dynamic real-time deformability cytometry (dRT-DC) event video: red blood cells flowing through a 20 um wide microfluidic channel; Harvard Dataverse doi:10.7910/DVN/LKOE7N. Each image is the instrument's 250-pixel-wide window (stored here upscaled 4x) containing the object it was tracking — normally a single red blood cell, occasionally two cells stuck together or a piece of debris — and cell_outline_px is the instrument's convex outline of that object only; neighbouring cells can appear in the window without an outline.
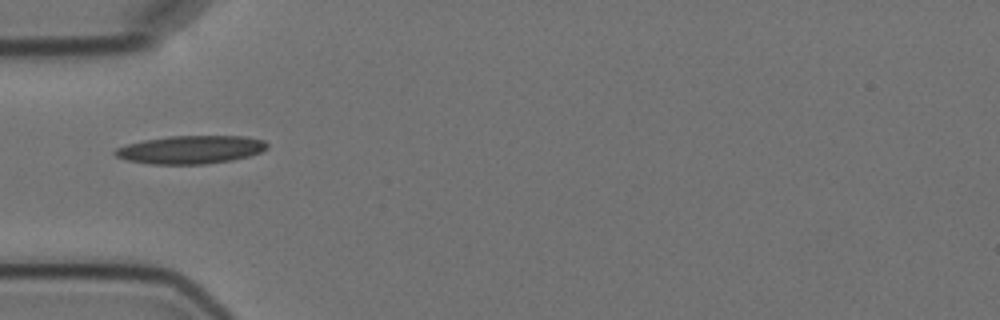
{"species": "Egyptian fruit bat (a non-hibernating species)", "species_latin": "Rousettus aegyptiacus", "temperature_condition": "cold", "stored_images_in_passage": 5, "camera_frame_rate_fps": 3000, "um_per_image_px": 0.085, "animal": {"sex": "female"}, "frame": {"image": 1, "passage_image": 4, "time_ms": 3.333, "image_size_px": [1000, 320], "cell_outline_px": [[268, 148], [260, 152], [248, 156], [232, 160], [204, 164], [148, 164], [128, 160], [116, 156], [112, 152], [116, 148], [128, 144], [144, 140], [168, 136], [248, 136], [264, 140], [268, 144]], "centroid_in_image_um": [16.22, 12.71], "position_along_channel_um": 68.8, "area_um2": 24.97}}
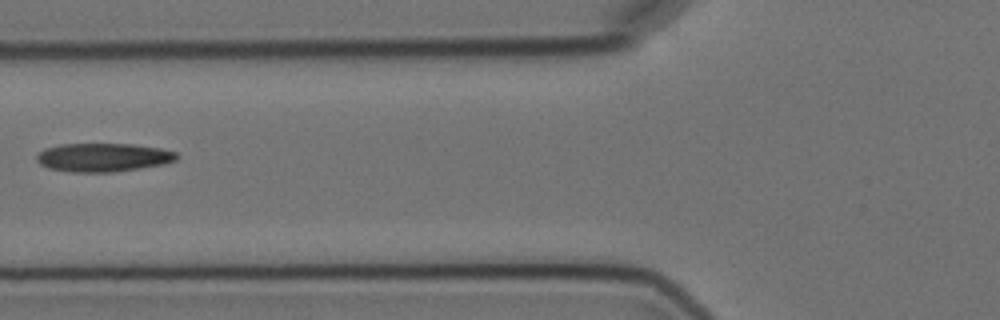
{"frame": {"image": 2, "passage_image": 5, "time_ms": 4.667, "image_size_px": [1000, 320], "cell_outline_px": [[180, 156], [176, 160], [164, 164], [140, 168], [112, 172], [72, 172], [48, 168], [40, 164], [36, 160], [36, 156], [44, 148], [60, 144], [132, 144], [160, 148], [176, 152]], "centroid_in_image_um": [8.77, 13.38], "position_along_channel_um": 117.0, "area_um2": 23.35}}